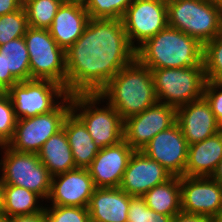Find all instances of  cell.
Masks as SVG:
<instances>
[{
	"label": "cell",
	"instance_id": "cell-1",
	"mask_svg": "<svg viewBox=\"0 0 222 222\" xmlns=\"http://www.w3.org/2000/svg\"><path fill=\"white\" fill-rule=\"evenodd\" d=\"M135 58L122 20L90 18L83 34L65 51L66 92L97 94Z\"/></svg>",
	"mask_w": 222,
	"mask_h": 222
},
{
	"label": "cell",
	"instance_id": "cell-2",
	"mask_svg": "<svg viewBox=\"0 0 222 222\" xmlns=\"http://www.w3.org/2000/svg\"><path fill=\"white\" fill-rule=\"evenodd\" d=\"M97 94L123 120L158 103L151 70L137 58L118 71Z\"/></svg>",
	"mask_w": 222,
	"mask_h": 222
},
{
	"label": "cell",
	"instance_id": "cell-3",
	"mask_svg": "<svg viewBox=\"0 0 222 222\" xmlns=\"http://www.w3.org/2000/svg\"><path fill=\"white\" fill-rule=\"evenodd\" d=\"M136 58L150 70L188 68L203 62V45L196 38L167 26L136 50Z\"/></svg>",
	"mask_w": 222,
	"mask_h": 222
},
{
	"label": "cell",
	"instance_id": "cell-4",
	"mask_svg": "<svg viewBox=\"0 0 222 222\" xmlns=\"http://www.w3.org/2000/svg\"><path fill=\"white\" fill-rule=\"evenodd\" d=\"M168 26L196 38L202 45L222 31L217 0H167Z\"/></svg>",
	"mask_w": 222,
	"mask_h": 222
},
{
	"label": "cell",
	"instance_id": "cell-5",
	"mask_svg": "<svg viewBox=\"0 0 222 222\" xmlns=\"http://www.w3.org/2000/svg\"><path fill=\"white\" fill-rule=\"evenodd\" d=\"M101 102L103 99L98 94L71 95V111L84 123L99 149L124 139V120L108 103L100 107Z\"/></svg>",
	"mask_w": 222,
	"mask_h": 222
},
{
	"label": "cell",
	"instance_id": "cell-6",
	"mask_svg": "<svg viewBox=\"0 0 222 222\" xmlns=\"http://www.w3.org/2000/svg\"><path fill=\"white\" fill-rule=\"evenodd\" d=\"M159 103L174 108L203 98L206 76L204 63L188 68L151 70Z\"/></svg>",
	"mask_w": 222,
	"mask_h": 222
},
{
	"label": "cell",
	"instance_id": "cell-7",
	"mask_svg": "<svg viewBox=\"0 0 222 222\" xmlns=\"http://www.w3.org/2000/svg\"><path fill=\"white\" fill-rule=\"evenodd\" d=\"M0 149L3 152L0 159V177L4 185L23 187L47 201L52 176L38 154L18 152L8 145H1Z\"/></svg>",
	"mask_w": 222,
	"mask_h": 222
},
{
	"label": "cell",
	"instance_id": "cell-8",
	"mask_svg": "<svg viewBox=\"0 0 222 222\" xmlns=\"http://www.w3.org/2000/svg\"><path fill=\"white\" fill-rule=\"evenodd\" d=\"M24 41L30 58V79L50 80L66 89L65 51L49 30L28 27Z\"/></svg>",
	"mask_w": 222,
	"mask_h": 222
},
{
	"label": "cell",
	"instance_id": "cell-9",
	"mask_svg": "<svg viewBox=\"0 0 222 222\" xmlns=\"http://www.w3.org/2000/svg\"><path fill=\"white\" fill-rule=\"evenodd\" d=\"M71 111V95H68L51 112L24 119H17L14 137L7 144L18 152L38 153L42 145L63 127Z\"/></svg>",
	"mask_w": 222,
	"mask_h": 222
},
{
	"label": "cell",
	"instance_id": "cell-10",
	"mask_svg": "<svg viewBox=\"0 0 222 222\" xmlns=\"http://www.w3.org/2000/svg\"><path fill=\"white\" fill-rule=\"evenodd\" d=\"M7 93L11 98L17 119L51 112L68 96L62 85L39 79L20 81Z\"/></svg>",
	"mask_w": 222,
	"mask_h": 222
},
{
	"label": "cell",
	"instance_id": "cell-11",
	"mask_svg": "<svg viewBox=\"0 0 222 222\" xmlns=\"http://www.w3.org/2000/svg\"><path fill=\"white\" fill-rule=\"evenodd\" d=\"M121 20L130 44L137 50L168 26L167 0H134Z\"/></svg>",
	"mask_w": 222,
	"mask_h": 222
},
{
	"label": "cell",
	"instance_id": "cell-12",
	"mask_svg": "<svg viewBox=\"0 0 222 222\" xmlns=\"http://www.w3.org/2000/svg\"><path fill=\"white\" fill-rule=\"evenodd\" d=\"M175 123L176 108L158 102L124 120V140L134 151H141L155 135Z\"/></svg>",
	"mask_w": 222,
	"mask_h": 222
},
{
	"label": "cell",
	"instance_id": "cell-13",
	"mask_svg": "<svg viewBox=\"0 0 222 222\" xmlns=\"http://www.w3.org/2000/svg\"><path fill=\"white\" fill-rule=\"evenodd\" d=\"M181 211L214 217L222 208V185L210 176H180Z\"/></svg>",
	"mask_w": 222,
	"mask_h": 222
},
{
	"label": "cell",
	"instance_id": "cell-14",
	"mask_svg": "<svg viewBox=\"0 0 222 222\" xmlns=\"http://www.w3.org/2000/svg\"><path fill=\"white\" fill-rule=\"evenodd\" d=\"M188 146L182 130L175 123L155 135L141 151L167 169L172 176H185Z\"/></svg>",
	"mask_w": 222,
	"mask_h": 222
},
{
	"label": "cell",
	"instance_id": "cell-15",
	"mask_svg": "<svg viewBox=\"0 0 222 222\" xmlns=\"http://www.w3.org/2000/svg\"><path fill=\"white\" fill-rule=\"evenodd\" d=\"M96 186L87 169L76 168L51 178L47 203L87 208ZM49 200V201H48Z\"/></svg>",
	"mask_w": 222,
	"mask_h": 222
},
{
	"label": "cell",
	"instance_id": "cell-16",
	"mask_svg": "<svg viewBox=\"0 0 222 222\" xmlns=\"http://www.w3.org/2000/svg\"><path fill=\"white\" fill-rule=\"evenodd\" d=\"M172 174L142 151H134L124 171L120 189L132 197H142L154 186L169 180Z\"/></svg>",
	"mask_w": 222,
	"mask_h": 222
},
{
	"label": "cell",
	"instance_id": "cell-17",
	"mask_svg": "<svg viewBox=\"0 0 222 222\" xmlns=\"http://www.w3.org/2000/svg\"><path fill=\"white\" fill-rule=\"evenodd\" d=\"M133 152L124 139L116 145L100 149L87 168L96 188L120 187Z\"/></svg>",
	"mask_w": 222,
	"mask_h": 222
},
{
	"label": "cell",
	"instance_id": "cell-18",
	"mask_svg": "<svg viewBox=\"0 0 222 222\" xmlns=\"http://www.w3.org/2000/svg\"><path fill=\"white\" fill-rule=\"evenodd\" d=\"M176 123L188 145L201 142L219 132L215 115L204 97L178 107Z\"/></svg>",
	"mask_w": 222,
	"mask_h": 222
},
{
	"label": "cell",
	"instance_id": "cell-19",
	"mask_svg": "<svg viewBox=\"0 0 222 222\" xmlns=\"http://www.w3.org/2000/svg\"><path fill=\"white\" fill-rule=\"evenodd\" d=\"M89 20L85 6L63 2L48 30L58 46L66 51L83 34Z\"/></svg>",
	"mask_w": 222,
	"mask_h": 222
},
{
	"label": "cell",
	"instance_id": "cell-20",
	"mask_svg": "<svg viewBox=\"0 0 222 222\" xmlns=\"http://www.w3.org/2000/svg\"><path fill=\"white\" fill-rule=\"evenodd\" d=\"M131 197L118 188H96L88 212L91 222H127Z\"/></svg>",
	"mask_w": 222,
	"mask_h": 222
},
{
	"label": "cell",
	"instance_id": "cell-21",
	"mask_svg": "<svg viewBox=\"0 0 222 222\" xmlns=\"http://www.w3.org/2000/svg\"><path fill=\"white\" fill-rule=\"evenodd\" d=\"M222 159V131L188 146L185 176H211Z\"/></svg>",
	"mask_w": 222,
	"mask_h": 222
},
{
	"label": "cell",
	"instance_id": "cell-22",
	"mask_svg": "<svg viewBox=\"0 0 222 222\" xmlns=\"http://www.w3.org/2000/svg\"><path fill=\"white\" fill-rule=\"evenodd\" d=\"M67 136L76 168L87 169L100 151L88 133L84 123L70 111L63 127Z\"/></svg>",
	"mask_w": 222,
	"mask_h": 222
},
{
	"label": "cell",
	"instance_id": "cell-23",
	"mask_svg": "<svg viewBox=\"0 0 222 222\" xmlns=\"http://www.w3.org/2000/svg\"><path fill=\"white\" fill-rule=\"evenodd\" d=\"M37 154L52 177L76 169L70 144L63 128L52 135Z\"/></svg>",
	"mask_w": 222,
	"mask_h": 222
},
{
	"label": "cell",
	"instance_id": "cell-24",
	"mask_svg": "<svg viewBox=\"0 0 222 222\" xmlns=\"http://www.w3.org/2000/svg\"><path fill=\"white\" fill-rule=\"evenodd\" d=\"M147 207L157 213L174 216L181 211L180 176L154 186L143 196Z\"/></svg>",
	"mask_w": 222,
	"mask_h": 222
},
{
	"label": "cell",
	"instance_id": "cell-25",
	"mask_svg": "<svg viewBox=\"0 0 222 222\" xmlns=\"http://www.w3.org/2000/svg\"><path fill=\"white\" fill-rule=\"evenodd\" d=\"M44 200L36 193L23 187L4 185L3 214L8 218L17 215H30L44 210L40 202ZM40 203V204H39Z\"/></svg>",
	"mask_w": 222,
	"mask_h": 222
},
{
	"label": "cell",
	"instance_id": "cell-26",
	"mask_svg": "<svg viewBox=\"0 0 222 222\" xmlns=\"http://www.w3.org/2000/svg\"><path fill=\"white\" fill-rule=\"evenodd\" d=\"M5 63V75H13L19 82L30 80V58L24 37L0 46Z\"/></svg>",
	"mask_w": 222,
	"mask_h": 222
},
{
	"label": "cell",
	"instance_id": "cell-27",
	"mask_svg": "<svg viewBox=\"0 0 222 222\" xmlns=\"http://www.w3.org/2000/svg\"><path fill=\"white\" fill-rule=\"evenodd\" d=\"M61 0H30L23 5L28 26L35 29H49L54 16L62 5Z\"/></svg>",
	"mask_w": 222,
	"mask_h": 222
},
{
	"label": "cell",
	"instance_id": "cell-28",
	"mask_svg": "<svg viewBox=\"0 0 222 222\" xmlns=\"http://www.w3.org/2000/svg\"><path fill=\"white\" fill-rule=\"evenodd\" d=\"M206 80L222 82V31L203 45Z\"/></svg>",
	"mask_w": 222,
	"mask_h": 222
},
{
	"label": "cell",
	"instance_id": "cell-29",
	"mask_svg": "<svg viewBox=\"0 0 222 222\" xmlns=\"http://www.w3.org/2000/svg\"><path fill=\"white\" fill-rule=\"evenodd\" d=\"M27 14L22 6L19 10L0 16V46L11 40L24 37L28 28Z\"/></svg>",
	"mask_w": 222,
	"mask_h": 222
},
{
	"label": "cell",
	"instance_id": "cell-30",
	"mask_svg": "<svg viewBox=\"0 0 222 222\" xmlns=\"http://www.w3.org/2000/svg\"><path fill=\"white\" fill-rule=\"evenodd\" d=\"M134 0H90L85 6L90 18L121 20Z\"/></svg>",
	"mask_w": 222,
	"mask_h": 222
},
{
	"label": "cell",
	"instance_id": "cell-31",
	"mask_svg": "<svg viewBox=\"0 0 222 222\" xmlns=\"http://www.w3.org/2000/svg\"><path fill=\"white\" fill-rule=\"evenodd\" d=\"M17 118L9 94L0 95V146L7 145L14 137Z\"/></svg>",
	"mask_w": 222,
	"mask_h": 222
},
{
	"label": "cell",
	"instance_id": "cell-32",
	"mask_svg": "<svg viewBox=\"0 0 222 222\" xmlns=\"http://www.w3.org/2000/svg\"><path fill=\"white\" fill-rule=\"evenodd\" d=\"M173 216L157 213L147 207L143 197H131L127 222H172Z\"/></svg>",
	"mask_w": 222,
	"mask_h": 222
},
{
	"label": "cell",
	"instance_id": "cell-33",
	"mask_svg": "<svg viewBox=\"0 0 222 222\" xmlns=\"http://www.w3.org/2000/svg\"><path fill=\"white\" fill-rule=\"evenodd\" d=\"M45 215L47 222H90L88 208L72 207V206H56L46 207Z\"/></svg>",
	"mask_w": 222,
	"mask_h": 222
},
{
	"label": "cell",
	"instance_id": "cell-34",
	"mask_svg": "<svg viewBox=\"0 0 222 222\" xmlns=\"http://www.w3.org/2000/svg\"><path fill=\"white\" fill-rule=\"evenodd\" d=\"M203 97L210 104L211 110L217 120L219 131H222V82L207 80Z\"/></svg>",
	"mask_w": 222,
	"mask_h": 222
},
{
	"label": "cell",
	"instance_id": "cell-35",
	"mask_svg": "<svg viewBox=\"0 0 222 222\" xmlns=\"http://www.w3.org/2000/svg\"><path fill=\"white\" fill-rule=\"evenodd\" d=\"M172 222H214L213 217L207 215L190 214L183 211L173 216Z\"/></svg>",
	"mask_w": 222,
	"mask_h": 222
},
{
	"label": "cell",
	"instance_id": "cell-36",
	"mask_svg": "<svg viewBox=\"0 0 222 222\" xmlns=\"http://www.w3.org/2000/svg\"><path fill=\"white\" fill-rule=\"evenodd\" d=\"M19 81L13 75H5V63L3 53H0V85L8 91Z\"/></svg>",
	"mask_w": 222,
	"mask_h": 222
},
{
	"label": "cell",
	"instance_id": "cell-37",
	"mask_svg": "<svg viewBox=\"0 0 222 222\" xmlns=\"http://www.w3.org/2000/svg\"><path fill=\"white\" fill-rule=\"evenodd\" d=\"M9 222H47L45 211L37 212L30 215H17L8 218Z\"/></svg>",
	"mask_w": 222,
	"mask_h": 222
},
{
	"label": "cell",
	"instance_id": "cell-38",
	"mask_svg": "<svg viewBox=\"0 0 222 222\" xmlns=\"http://www.w3.org/2000/svg\"><path fill=\"white\" fill-rule=\"evenodd\" d=\"M22 6L20 0H0V16L19 10Z\"/></svg>",
	"mask_w": 222,
	"mask_h": 222
},
{
	"label": "cell",
	"instance_id": "cell-39",
	"mask_svg": "<svg viewBox=\"0 0 222 222\" xmlns=\"http://www.w3.org/2000/svg\"><path fill=\"white\" fill-rule=\"evenodd\" d=\"M210 177L222 185V159L219 161L218 165L216 166L214 172Z\"/></svg>",
	"mask_w": 222,
	"mask_h": 222
},
{
	"label": "cell",
	"instance_id": "cell-40",
	"mask_svg": "<svg viewBox=\"0 0 222 222\" xmlns=\"http://www.w3.org/2000/svg\"><path fill=\"white\" fill-rule=\"evenodd\" d=\"M3 194H4V183L0 177V215L3 214Z\"/></svg>",
	"mask_w": 222,
	"mask_h": 222
},
{
	"label": "cell",
	"instance_id": "cell-41",
	"mask_svg": "<svg viewBox=\"0 0 222 222\" xmlns=\"http://www.w3.org/2000/svg\"><path fill=\"white\" fill-rule=\"evenodd\" d=\"M214 222H222V208L217 212V214L213 217Z\"/></svg>",
	"mask_w": 222,
	"mask_h": 222
},
{
	"label": "cell",
	"instance_id": "cell-42",
	"mask_svg": "<svg viewBox=\"0 0 222 222\" xmlns=\"http://www.w3.org/2000/svg\"><path fill=\"white\" fill-rule=\"evenodd\" d=\"M90 0H70L71 3L86 6Z\"/></svg>",
	"mask_w": 222,
	"mask_h": 222
},
{
	"label": "cell",
	"instance_id": "cell-43",
	"mask_svg": "<svg viewBox=\"0 0 222 222\" xmlns=\"http://www.w3.org/2000/svg\"><path fill=\"white\" fill-rule=\"evenodd\" d=\"M0 222H9L8 217L4 214H1L0 215Z\"/></svg>",
	"mask_w": 222,
	"mask_h": 222
},
{
	"label": "cell",
	"instance_id": "cell-44",
	"mask_svg": "<svg viewBox=\"0 0 222 222\" xmlns=\"http://www.w3.org/2000/svg\"><path fill=\"white\" fill-rule=\"evenodd\" d=\"M217 2H218L219 8H220L221 13H222V0H217Z\"/></svg>",
	"mask_w": 222,
	"mask_h": 222
},
{
	"label": "cell",
	"instance_id": "cell-45",
	"mask_svg": "<svg viewBox=\"0 0 222 222\" xmlns=\"http://www.w3.org/2000/svg\"><path fill=\"white\" fill-rule=\"evenodd\" d=\"M7 91L0 85V95L6 93Z\"/></svg>",
	"mask_w": 222,
	"mask_h": 222
},
{
	"label": "cell",
	"instance_id": "cell-46",
	"mask_svg": "<svg viewBox=\"0 0 222 222\" xmlns=\"http://www.w3.org/2000/svg\"><path fill=\"white\" fill-rule=\"evenodd\" d=\"M28 1H30V0H20V3H21L22 5H24V4L27 3Z\"/></svg>",
	"mask_w": 222,
	"mask_h": 222
},
{
	"label": "cell",
	"instance_id": "cell-47",
	"mask_svg": "<svg viewBox=\"0 0 222 222\" xmlns=\"http://www.w3.org/2000/svg\"><path fill=\"white\" fill-rule=\"evenodd\" d=\"M62 2H70V0H61Z\"/></svg>",
	"mask_w": 222,
	"mask_h": 222
}]
</instances>
